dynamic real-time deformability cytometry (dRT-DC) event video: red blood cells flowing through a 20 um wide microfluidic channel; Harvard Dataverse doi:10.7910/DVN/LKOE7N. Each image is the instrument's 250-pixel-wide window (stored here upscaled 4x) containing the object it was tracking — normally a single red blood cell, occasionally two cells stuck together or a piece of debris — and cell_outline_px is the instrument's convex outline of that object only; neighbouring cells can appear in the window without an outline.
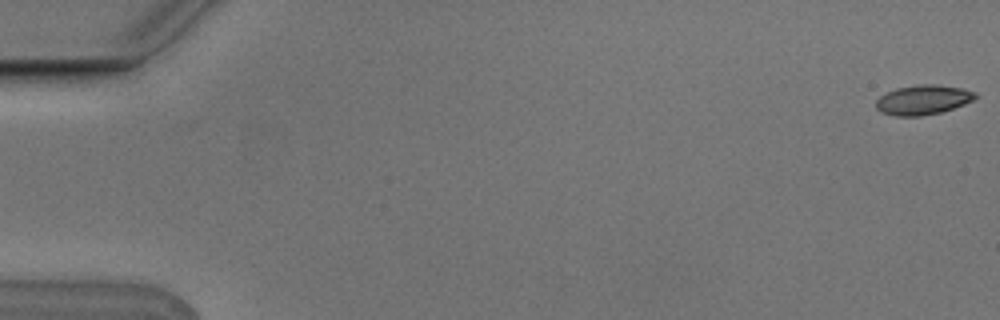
{"species": "Egyptian fruit bat (a non-hibernating species)", "species_latin": "Rousettus aegyptiacus", "temperature_condition": "cold", "stored_images_in_passage": 6, "camera_frame_rate_fps": 3000, "um_per_image_px": 0.085, "animal": {"sex": "male"}, "frame": {"image": 1, "passage_image": 1, "time_ms": 0.0, "image_size_px": [1000, 320], "cell_outline_px": [[980, 96], [964, 104], [940, 112], [920, 116], [896, 116], [880, 112], [876, 108], [876, 100], [880, 96], [896, 88], [920, 84], [936, 84], [964, 88], [976, 92]], "centroid_in_image_um": [78.47, 8.47], "position_along_channel_um": 6.5, "area_um2": 17.22}}
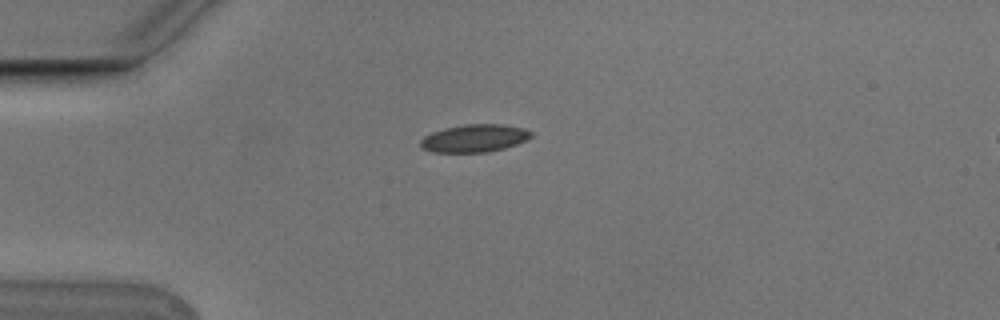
{"frame": {"image": 2, "passage_image": 5, "time_ms": 1.333, "image_size_px": [1000, 320], "cell_outline_px": [[532, 136], [516, 144], [504, 148], [488, 152], [432, 152], [420, 148], [420, 140], [424, 136], [432, 132], [444, 128], [464, 124], [504, 124], [524, 128], [532, 132]], "centroid_in_image_um": [40.29, 11.74], "position_along_channel_um": 44.7, "area_um2": 17.92}}